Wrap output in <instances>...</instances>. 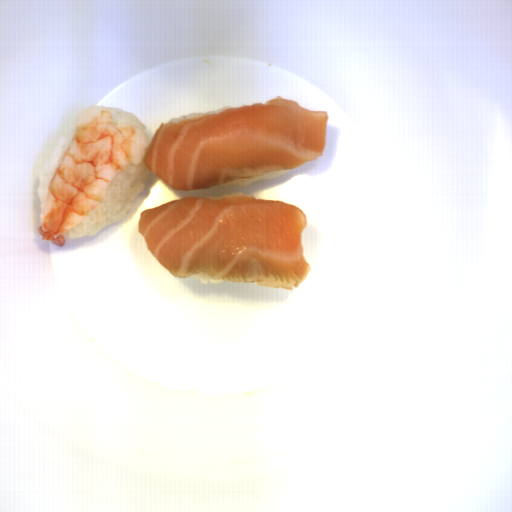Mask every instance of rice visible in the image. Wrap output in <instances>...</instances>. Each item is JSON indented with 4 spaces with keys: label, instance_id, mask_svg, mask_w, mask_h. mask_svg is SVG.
I'll return each instance as SVG.
<instances>
[{
    "label": "rice",
    "instance_id": "rice-6",
    "mask_svg": "<svg viewBox=\"0 0 512 512\" xmlns=\"http://www.w3.org/2000/svg\"><path fill=\"white\" fill-rule=\"evenodd\" d=\"M192 276L194 277V279L199 280L201 282V284H205V285L207 284V282H210L211 284H220L223 281V280H213L212 278H210L203 272L192 275Z\"/></svg>",
    "mask_w": 512,
    "mask_h": 512
},
{
    "label": "rice",
    "instance_id": "rice-4",
    "mask_svg": "<svg viewBox=\"0 0 512 512\" xmlns=\"http://www.w3.org/2000/svg\"><path fill=\"white\" fill-rule=\"evenodd\" d=\"M292 169H280V170H276V171H271V172H269L266 175H262V176H258V177H253V178H248V179H244V180H239V181L231 182V183L224 184V185H221V186L224 187V186L238 185V186H242L243 187V186L249 185L252 182L259 181L261 179H271V178L283 175L285 173H288Z\"/></svg>",
    "mask_w": 512,
    "mask_h": 512
},
{
    "label": "rice",
    "instance_id": "rice-3",
    "mask_svg": "<svg viewBox=\"0 0 512 512\" xmlns=\"http://www.w3.org/2000/svg\"><path fill=\"white\" fill-rule=\"evenodd\" d=\"M111 110V118L115 124H121L126 126H137L146 135L149 143L153 137L150 129L144 125L136 114L129 111H124L121 107H107Z\"/></svg>",
    "mask_w": 512,
    "mask_h": 512
},
{
    "label": "rice",
    "instance_id": "rice-1",
    "mask_svg": "<svg viewBox=\"0 0 512 512\" xmlns=\"http://www.w3.org/2000/svg\"><path fill=\"white\" fill-rule=\"evenodd\" d=\"M150 172L144 160L121 171L113 180L102 203L66 235V240L93 238L106 227L126 219L137 198L146 190L145 182Z\"/></svg>",
    "mask_w": 512,
    "mask_h": 512
},
{
    "label": "rice",
    "instance_id": "rice-5",
    "mask_svg": "<svg viewBox=\"0 0 512 512\" xmlns=\"http://www.w3.org/2000/svg\"><path fill=\"white\" fill-rule=\"evenodd\" d=\"M227 108H234V107H232L231 105H226V106H222V107H220V108H219V109H217V110H211V111H208V112H196V113H190V114H183V115H181V116H175V117L171 118L169 122H176V121H180V120H181V119H183V118H189V117L194 116V115L214 114V113H218V112H220V111H223V110H225V109H227ZM169 122H168V123H169Z\"/></svg>",
    "mask_w": 512,
    "mask_h": 512
},
{
    "label": "rice",
    "instance_id": "rice-2",
    "mask_svg": "<svg viewBox=\"0 0 512 512\" xmlns=\"http://www.w3.org/2000/svg\"><path fill=\"white\" fill-rule=\"evenodd\" d=\"M74 137L60 136L58 143L39 174L37 196L41 210L45 203L51 180Z\"/></svg>",
    "mask_w": 512,
    "mask_h": 512
}]
</instances>
